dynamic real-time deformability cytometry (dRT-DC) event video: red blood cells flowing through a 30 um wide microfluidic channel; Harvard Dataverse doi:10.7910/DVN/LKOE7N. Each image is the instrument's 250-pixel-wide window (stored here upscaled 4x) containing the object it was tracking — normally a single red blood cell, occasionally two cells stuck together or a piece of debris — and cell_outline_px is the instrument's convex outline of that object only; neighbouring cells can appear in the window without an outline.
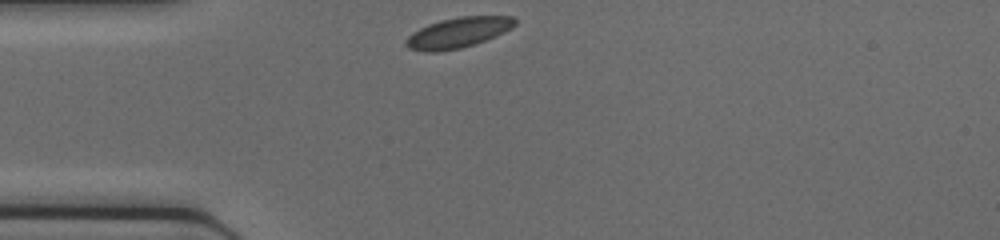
{"species": "common noctule bat (a hibernating species)", "species_latin": "Nyctalus noctula", "temperature_condition": "cold", "stored_images_in_passage": 27, "camera_frame_rate_fps": 3000, "um_per_image_px": 0.085, "animal": {"sex": "female", "body_mass_g": 17.0, "forearm_length_mm": 48.0}, "frame": {"image": 1, "passage_image": 1, "time_ms": 0.0, "image_size_px": [1000, 240], "cell_outline_px": [[516, 24], [512, 28], [496, 36], [476, 44], [460, 48], [436, 52], [424, 52], [408, 48], [404, 44], [404, 40], [412, 32], [428, 24], [440, 20], [460, 16], [512, 16], [516, 20]], "centroid_in_image_um": [38.92, 2.78], "position_along_channel_um": 46.1, "area_um2": 19.48}}
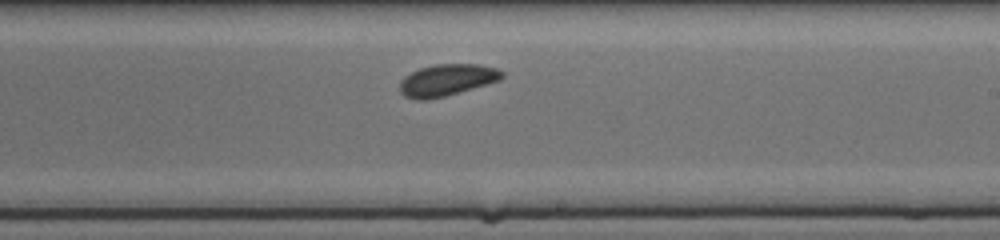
{"frame": {"image": 2, "passage_image": 16, "time_ms": 5.0, "image_size_px": [1000, 240], "cell_outline_px": [[504, 76], [500, 80], [444, 96], [424, 100], [416, 100], [404, 96], [400, 92], [400, 80], [404, 76], [420, 68], [436, 64], [480, 64], [496, 68], [504, 72]], "centroid_in_image_um": [37.97, 6.79], "position_along_channel_um": 251.0, "area_um2": 18.79}}
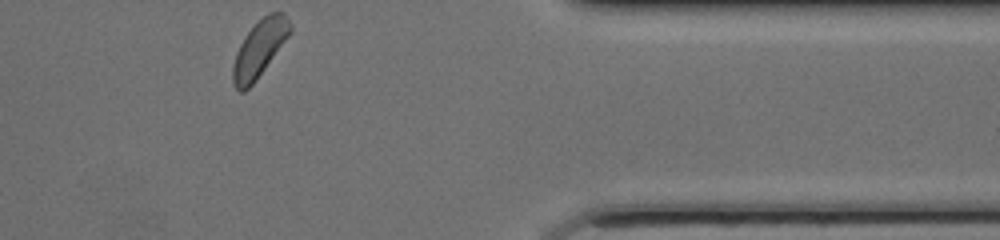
{"frame": {"image": 3, "passage_image": 27, "time_ms": 8.667, "image_size_px": [1000, 240], "cell_outline_px": [[292, 32], [256, 80], [244, 92], [240, 92], [236, 88], [232, 80], [232, 64], [236, 52], [244, 36], [268, 12], [284, 12], [292, 24]], "centroid_in_image_um": [22.06, 4.13], "position_along_channel_um": 389.3, "area_um2": 18.9}}